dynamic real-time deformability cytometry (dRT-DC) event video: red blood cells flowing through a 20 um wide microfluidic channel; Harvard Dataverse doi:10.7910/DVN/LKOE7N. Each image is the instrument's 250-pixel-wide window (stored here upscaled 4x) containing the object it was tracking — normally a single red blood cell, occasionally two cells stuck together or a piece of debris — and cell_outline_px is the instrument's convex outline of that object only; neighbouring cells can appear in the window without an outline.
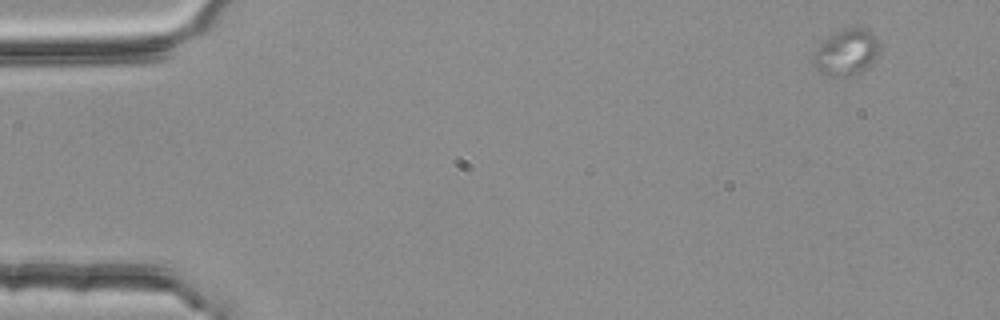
{"species": "common noctule bat (a hibernating species)", "species_latin": "Nyctalus noctula", "temperature_condition": "room temperature", "stored_images_in_passage": 4, "camera_frame_rate_fps": 3000, "um_per_image_px": 0.085, "animal": {"sex": "female", "body_mass_g": 25.1}, "frame": {"image": 1, "passage_image": 1, "time_ms": 0.0, "image_size_px": [1000, 320], "cell_outline_px": [[880, 52], [868, 68], [860, 72], [848, 76], [828, 76], [820, 72], [812, 64], [812, 56], [824, 40], [836, 32], [844, 28], [860, 28], [868, 32], [880, 44]], "centroid_in_image_um": [71.93, 4.49], "position_along_channel_um": 13.1, "area_um2": 17.57}}